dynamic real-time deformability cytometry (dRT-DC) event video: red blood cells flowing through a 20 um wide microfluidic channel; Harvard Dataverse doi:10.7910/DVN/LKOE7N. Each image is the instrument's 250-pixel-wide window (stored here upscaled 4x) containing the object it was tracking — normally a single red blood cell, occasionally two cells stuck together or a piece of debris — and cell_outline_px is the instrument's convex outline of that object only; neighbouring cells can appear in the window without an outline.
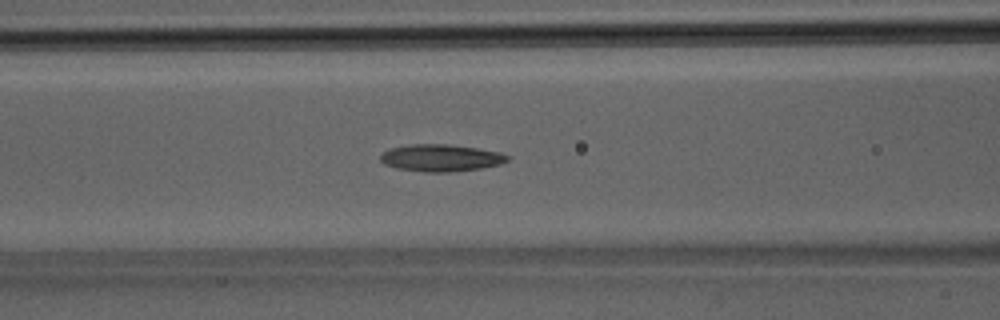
{"species": "Egyptian fruit bat (a non-hibernating species)", "species_latin": "Rousettus aegyptiacus", "temperature_condition": "room temperature", "stored_images_in_passage": 27, "camera_frame_rate_fps": 3000, "um_per_image_px": 0.085, "animal": {"sex": "male"}, "frame": {"image": 1, "passage_image": 8, "time_ms": 2.333, "image_size_px": [1000, 320], "cell_outline_px": [[512, 156], [508, 160], [500, 164], [480, 168], [452, 172], [424, 172], [396, 168], [384, 164], [380, 160], [380, 156], [384, 152], [392, 148], [412, 144], [448, 144], [476, 148], [500, 152]], "centroid_in_image_um": [37.5, 13.42], "position_along_channel_um": 129.1, "area_um2": 20.0}}
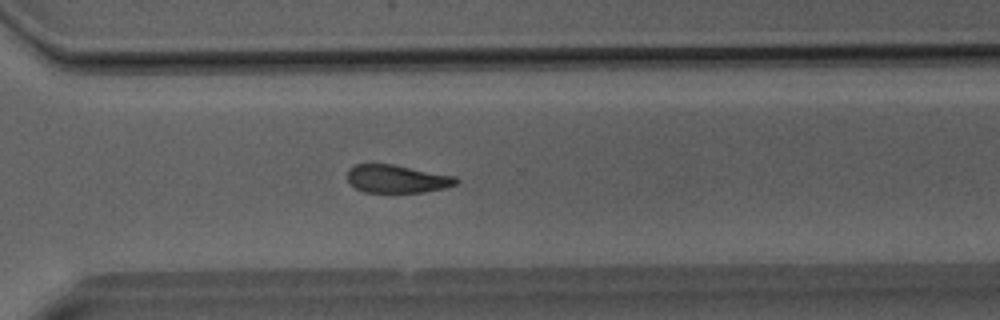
{"frame": {"image": 2, "passage_image": 20, "time_ms": 6.333, "image_size_px": [1000, 320], "cell_outline_px": [[460, 180], [456, 184], [448, 188], [424, 192], [364, 192], [348, 184], [348, 168], [356, 164], [392, 164], [456, 176]], "centroid_in_image_um": [33.76, 15.21], "position_along_channel_um": 336.8, "area_um2": 17.92}}
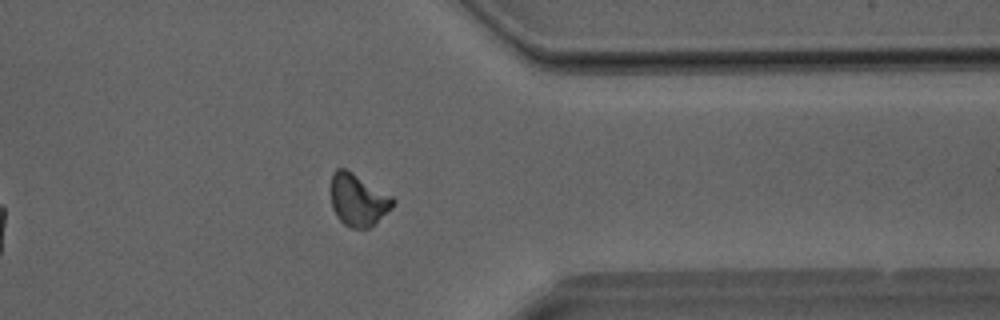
{"frame": {"image": 3, "passage_image": 23, "time_ms": 7.333, "image_size_px": [1000, 320], "cell_outline_px": [[396, 200], [392, 208], [368, 228], [352, 228], [344, 224], [336, 216], [332, 208], [328, 188], [332, 172], [336, 168], [344, 168], [352, 172], [392, 196]], "centroid_in_image_um": [30.37, 16.96], "position_along_channel_um": 381.0, "area_um2": 19.13}}